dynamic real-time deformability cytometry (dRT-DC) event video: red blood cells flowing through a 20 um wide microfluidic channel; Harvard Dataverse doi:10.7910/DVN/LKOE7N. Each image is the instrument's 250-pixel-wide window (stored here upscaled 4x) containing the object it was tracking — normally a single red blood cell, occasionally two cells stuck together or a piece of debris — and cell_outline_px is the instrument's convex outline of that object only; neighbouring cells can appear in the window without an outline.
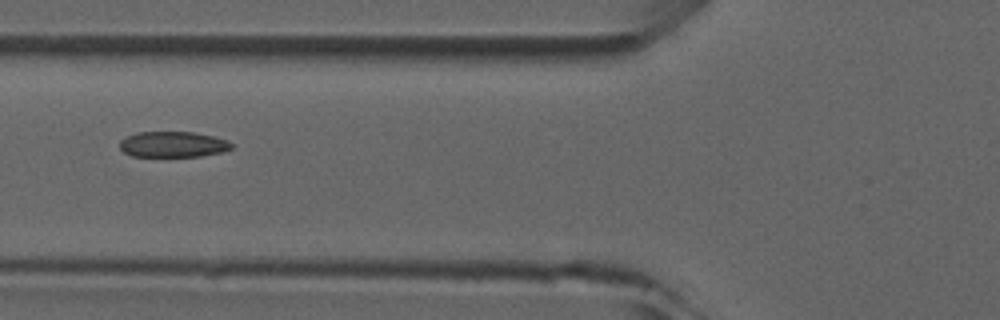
{"species": "common noctule bat (a hibernating species)", "species_latin": "Nyctalus noctula", "temperature_condition": "room temperature", "stored_images_in_passage": 6, "camera_frame_rate_fps": 3000, "um_per_image_px": 0.085, "animal": {"sex": "male", "forearm_length_mm": 52.5}, "frame": {"image": 1, "passage_image": 6, "time_ms": 5.667, "image_size_px": [1000, 320], "cell_outline_px": [[232, 148], [224, 152], [200, 156], [132, 156], [124, 152], [120, 148], [120, 140], [128, 136], [140, 132], [192, 132], [212, 136], [228, 140], [232, 144]], "centroid_in_image_um": [14.72, 12.27], "position_along_channel_um": 111.1, "area_um2": 16.65}}